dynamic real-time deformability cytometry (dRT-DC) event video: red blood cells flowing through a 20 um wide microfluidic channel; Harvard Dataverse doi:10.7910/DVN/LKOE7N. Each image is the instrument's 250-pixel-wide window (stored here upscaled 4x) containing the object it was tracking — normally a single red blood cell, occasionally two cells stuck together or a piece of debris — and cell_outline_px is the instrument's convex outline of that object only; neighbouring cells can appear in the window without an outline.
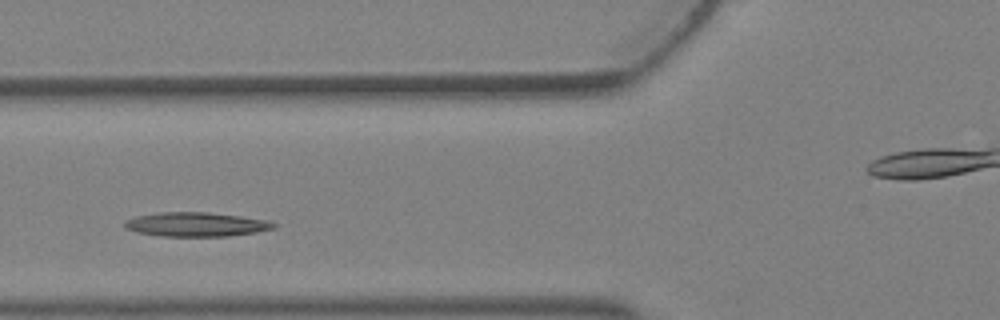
{"species": "Egyptian fruit bat (a non-hibernating species)", "species_latin": "Rousettus aegyptiacus", "temperature_condition": "warm", "stored_images_in_passage": 3, "segment_of_instrument_passage": [1, 2], "camera_frame_rate_fps": 3000, "um_per_image_px": 0.085, "animal": {"sex": "female"}, "frame": {"image": 1, "passage_image": 2, "time_ms": 0.333, "image_size_px": [1000, 320], "cell_outline_px": [[276, 228], [256, 232], [228, 236], [160, 236], [136, 232], [124, 228], [124, 220], [136, 216], [160, 212], [208, 212], [240, 216], [268, 220], [276, 224]], "centroid_in_image_um": [16.65, 19.07], "position_along_channel_um": 109.2, "area_um2": 21.1}}